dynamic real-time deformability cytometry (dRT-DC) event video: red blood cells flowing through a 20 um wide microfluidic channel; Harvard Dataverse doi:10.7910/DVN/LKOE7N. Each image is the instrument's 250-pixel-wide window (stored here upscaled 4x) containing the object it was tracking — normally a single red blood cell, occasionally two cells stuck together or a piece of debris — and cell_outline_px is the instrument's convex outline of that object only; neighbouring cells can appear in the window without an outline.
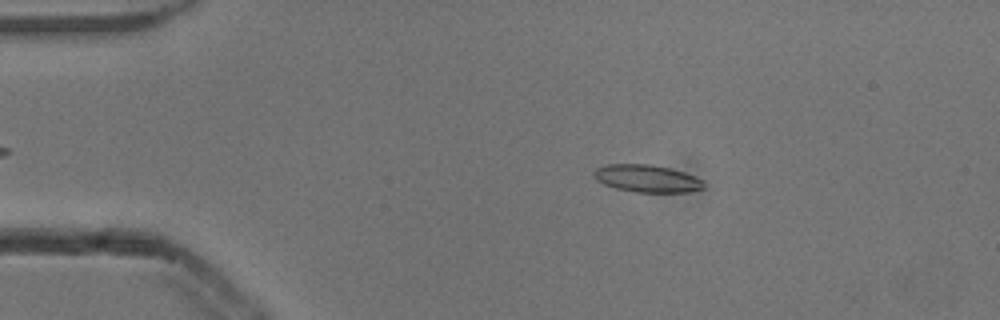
{"species": "common noctule bat (a hibernating species)", "species_latin": "Nyctalus noctula", "temperature_condition": "cold", "stored_images_in_passage": 44, "camera_frame_rate_fps": 3000, "um_per_image_px": 0.085, "animal": {"sex": "male", "body_mass_g": 13.3}, "frame": {"image": 1, "passage_image": 9, "time_ms": 2.667, "image_size_px": [1000, 320], "cell_outline_px": [[704, 188], [688, 192], [636, 192], [616, 188], [604, 184], [596, 180], [592, 172], [596, 168], [608, 164], [648, 164], [672, 168], [684, 172], [704, 180]], "centroid_in_image_um": [55.0, 15.17], "position_along_channel_um": 30.0, "area_um2": 17.63}}
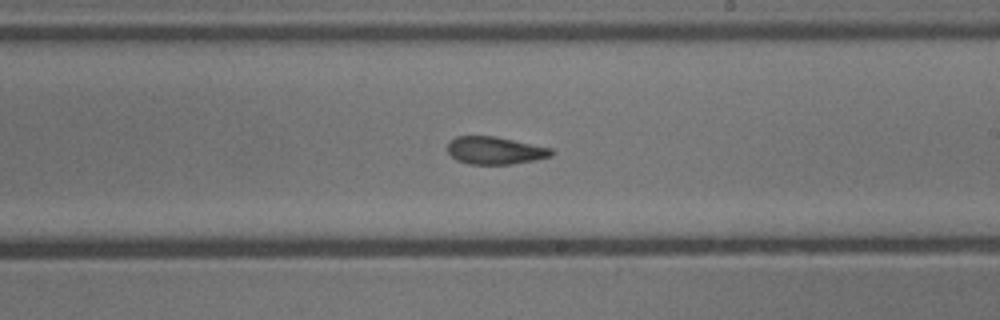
{"frame": {"image": 2, "passage_image": 30, "time_ms": 9.667, "image_size_px": [1000, 320], "cell_outline_px": [[552, 156], [536, 160], [512, 164], [468, 164], [456, 160], [448, 152], [448, 140], [456, 136], [496, 136], [552, 148]], "centroid_in_image_um": [42.06, 12.79], "position_along_channel_um": 246.9, "area_um2": 16.82}}
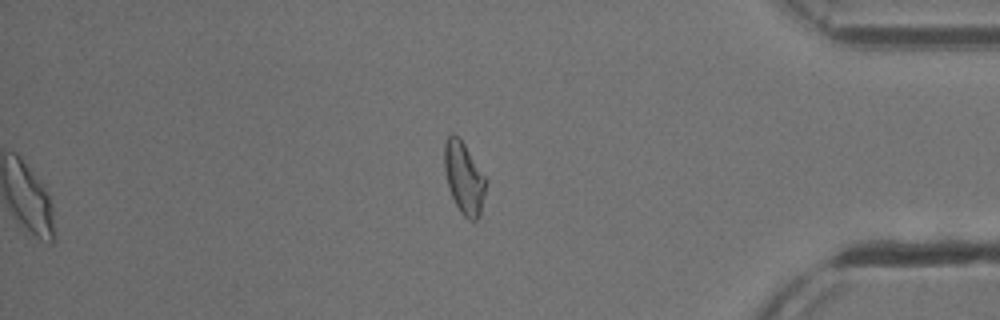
{"frame": {"image": 3, "passage_image": 44, "time_ms": 14.333, "image_size_px": [1000, 320], "cell_outline_px": [[488, 180], [480, 216], [476, 220], [468, 220], [460, 212], [448, 188], [444, 168], [444, 144], [448, 136], [452, 132], [464, 144]], "centroid_in_image_um": [39.45, 15.15], "position_along_channel_um": 395.7, "area_um2": 17.46}, "authors_computed_cell_mechanics": {"area_um2": 17.4556, "velocity_mm_per_s": 3.8751, "shape_relaxation_time_tau1_ms": 5.3104, "shape_relaxation_time_tau2_ms": 4.5348, "deformation_change_tau1": 0.1574, "deformation_change_tau2": 0.1142}}